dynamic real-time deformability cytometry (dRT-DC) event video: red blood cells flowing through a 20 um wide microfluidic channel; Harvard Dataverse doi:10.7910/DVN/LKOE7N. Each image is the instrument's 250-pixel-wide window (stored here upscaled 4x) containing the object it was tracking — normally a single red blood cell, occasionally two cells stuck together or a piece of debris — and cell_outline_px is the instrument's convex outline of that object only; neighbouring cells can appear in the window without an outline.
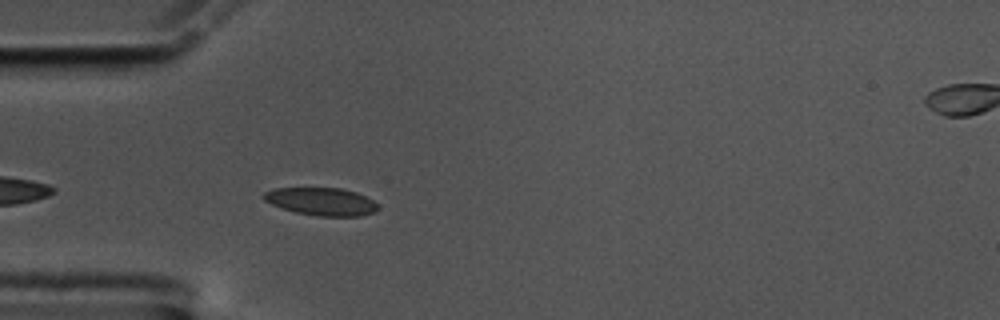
{"species": "common noctule bat (a hibernating species)", "species_latin": "Nyctalus noctula", "temperature_condition": "cold", "stored_images_in_passage": 46, "camera_frame_rate_fps": 3000, "um_per_image_px": 0.085, "animal": {"sex": "male", "body_mass_g": 17.5, "forearm_length_mm": 52.3}, "frame": {"image": 1, "passage_image": 4, "time_ms": 1.0, "image_size_px": [1000, 320], "cell_outline_px": [[380, 208], [376, 212], [360, 216], [316, 216], [296, 212], [272, 204], [264, 200], [264, 192], [276, 188], [340, 188], [356, 192], [372, 200]], "centroid_in_image_um": [27.35, 17.13], "position_along_channel_um": 57.6, "area_um2": 18.32}}
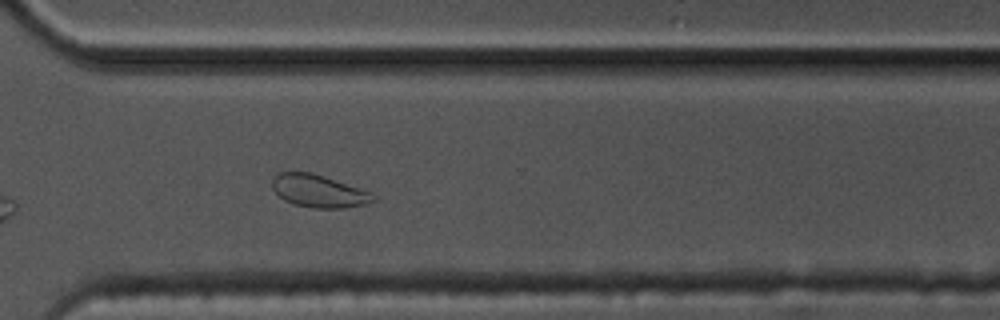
{"frame": {"image": 2, "passage_image": 29, "time_ms": 9.333, "image_size_px": [1000, 320], "cell_outline_px": [[376, 200], [368, 204], [344, 208], [312, 208], [296, 204], [284, 200], [272, 188], [272, 180], [280, 172], [312, 172], [372, 192], [376, 196]], "centroid_in_image_um": [27.14, 16.25], "position_along_channel_um": 343.5, "area_um2": 19.19}}
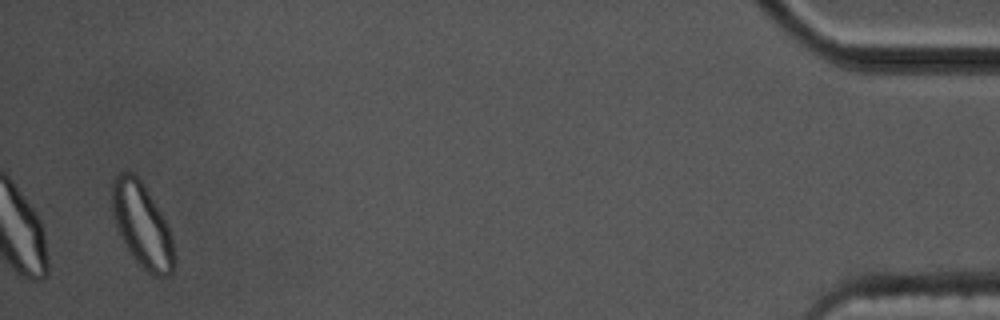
{"frame": {"image": 3, "passage_image": 43, "time_ms": 14.0, "image_size_px": [1000, 320], "cell_outline_px": [[176, 264], [172, 272], [168, 276], [152, 276], [136, 260], [124, 244], [120, 236], [116, 224], [112, 208], [112, 176], [116, 172], [132, 172], [144, 184], [160, 212], [172, 236], [176, 260]], "centroid_in_image_um": [12.08, 19.14], "position_along_channel_um": 423.1, "area_um2": 30.4}, "authors_computed_cell_mechanics": {"area_um2": 18.9295, "velocity_mm_per_s": 3.4767, "shape_relaxation_time_tau1_ms": 6.2042, "shape_relaxation_time_tau2_ms": 1.9831, "deformation_change_tau1": 0.0797, "deformation_change_tau2": 0.0518}}